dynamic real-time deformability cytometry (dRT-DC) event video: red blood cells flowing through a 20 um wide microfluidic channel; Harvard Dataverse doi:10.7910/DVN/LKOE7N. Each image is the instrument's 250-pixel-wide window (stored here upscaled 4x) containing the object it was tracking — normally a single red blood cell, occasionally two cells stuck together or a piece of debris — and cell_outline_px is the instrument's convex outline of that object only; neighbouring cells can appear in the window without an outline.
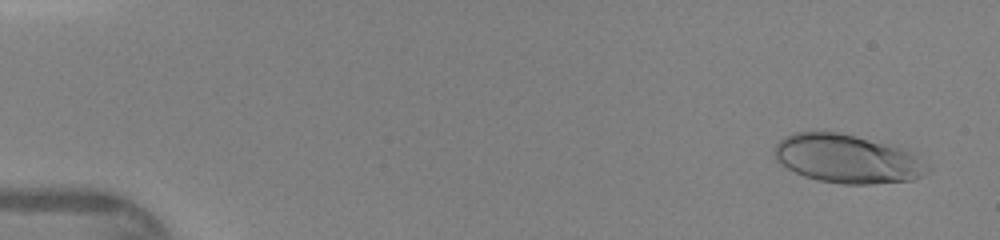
{"species": "human", "species_latin": "Homo sapiens", "temperature_condition": "warm", "stored_images_in_passage": 46, "camera_frame_rate_fps": 3000, "um_per_image_px": 0.085, "donor": {"sex": "female"}, "frame": {"image": 1, "passage_image": 3, "time_ms": 0.667, "image_size_px": [1000, 240], "cell_outline_px": [[932, 168], [928, 172], [912, 180], [872, 184], [844, 184], [820, 180], [804, 176], [788, 168], [776, 160], [776, 144], [780, 140], [796, 132], [836, 132], [920, 152]], "centroid_in_image_um": [72.15, 13.51], "position_along_channel_um": 12.9, "area_um2": 43.29}}
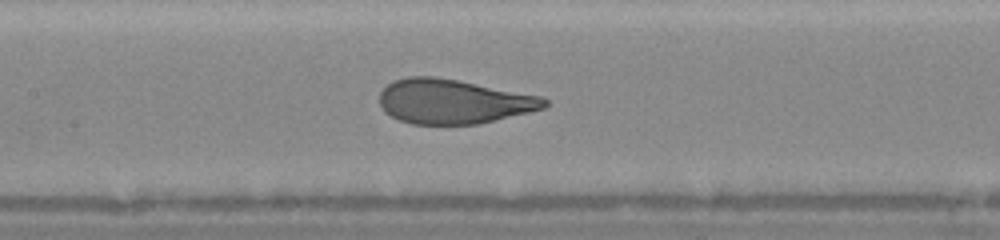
{"frame": {"image": 2, "passage_image": 23, "time_ms": 7.333, "image_size_px": [1000, 240], "cell_outline_px": [[548, 104], [544, 108], [480, 124], [412, 124], [400, 120], [384, 112], [380, 104], [380, 92], [392, 80], [408, 76], [436, 76], [540, 96], [548, 100]], "centroid_in_image_um": [38.5, 8.62], "position_along_channel_um": 168.9, "area_um2": 42.6}}
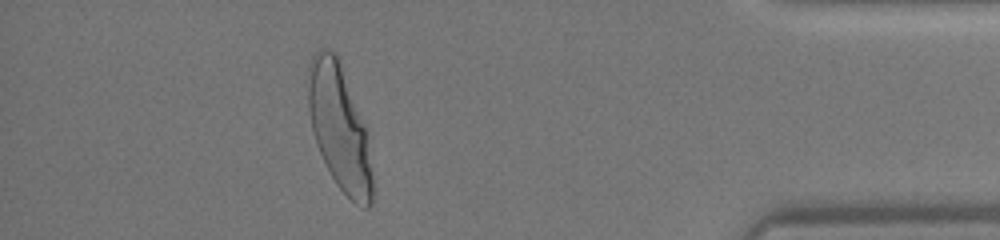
{"frame": {"image": 3, "passage_image": 42, "time_ms": 13.667, "image_size_px": [1000, 240], "cell_outline_px": [[372, 204], [368, 208], [364, 208], [356, 204], [336, 184], [320, 152], [312, 128], [308, 108], [308, 64], [312, 56], [320, 48], [328, 48], [336, 52], [340, 60], [364, 124], [372, 176]], "centroid_in_image_um": [28.83, 10.78], "position_along_channel_um": 406.4, "area_um2": 46.18}}